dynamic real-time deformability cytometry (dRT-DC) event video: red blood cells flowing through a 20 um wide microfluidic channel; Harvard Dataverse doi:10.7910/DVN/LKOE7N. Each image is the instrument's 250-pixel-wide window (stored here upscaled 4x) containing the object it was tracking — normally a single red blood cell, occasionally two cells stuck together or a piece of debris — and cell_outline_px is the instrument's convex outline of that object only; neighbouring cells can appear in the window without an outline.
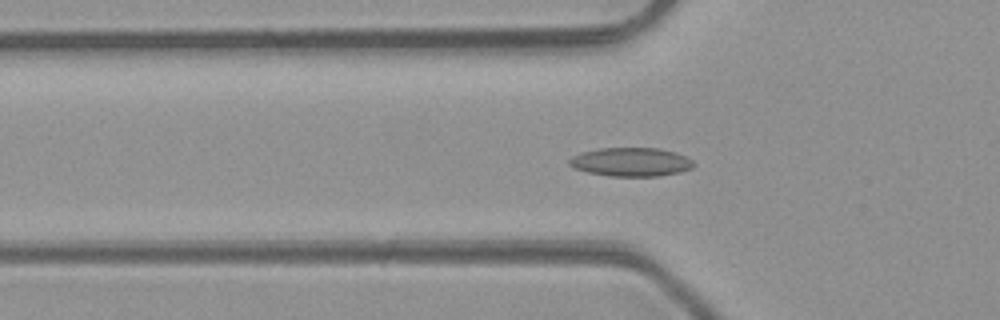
{"species": "common noctule bat (a hibernating species)", "species_latin": "Nyctalus noctula", "temperature_condition": "room temperature", "stored_images_in_passage": 49, "camera_frame_rate_fps": 3000, "um_per_image_px": 0.085, "animal": {"sex": "male", "body_mass_g": 23.1, "forearm_length_mm": 52.7}, "frame": {"image": 1, "passage_image": 16, "time_ms": 5.0, "image_size_px": [1000, 320], "cell_outline_px": [[696, 164], [692, 168], [680, 172], [660, 176], [608, 176], [588, 172], [572, 168], [568, 164], [568, 160], [572, 156], [580, 152], [600, 148], [660, 148], [676, 152], [692, 160]], "centroid_in_image_um": [53.62, 13.77], "position_along_channel_um": 72.2, "area_um2": 21.04}}
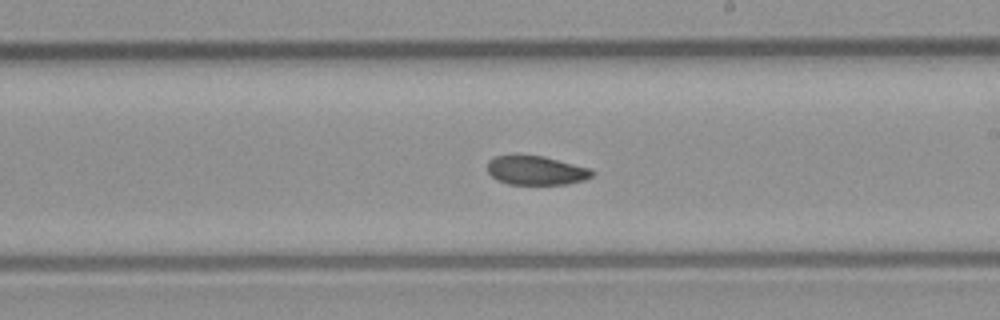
{"frame": {"image": 2, "passage_image": 28, "time_ms": 9.0, "image_size_px": [1000, 320], "cell_outline_px": [[596, 172], [592, 176], [584, 180], [568, 184], [508, 184], [496, 180], [488, 172], [488, 160], [496, 156], [544, 156], [588, 168]], "centroid_in_image_um": [45.57, 14.5], "position_along_channel_um": 243.4, "area_um2": 17.51}}
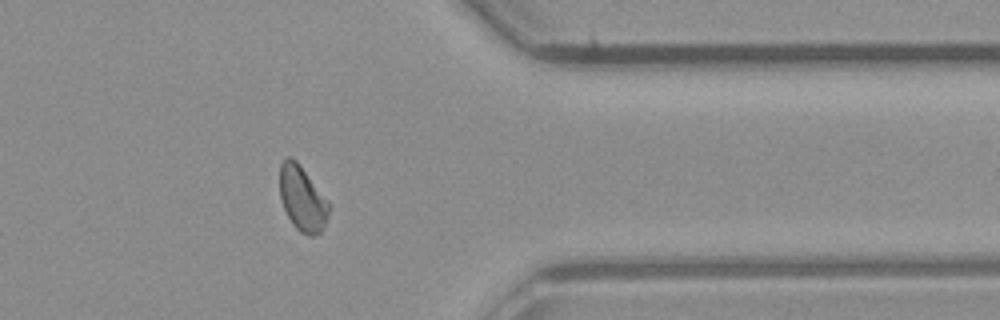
{"frame": {"image": 3, "passage_image": 39, "time_ms": 12.667, "image_size_px": [1000, 320], "cell_outline_px": [[332, 204], [328, 216], [320, 232], [312, 236], [308, 236], [300, 232], [292, 224], [284, 208], [280, 196], [280, 164], [284, 156], [292, 156], [300, 164]], "centroid_in_image_um": [25.71, 16.84], "position_along_channel_um": 385.7, "area_um2": 18.96}, "authors_computed_cell_mechanics": {"area_um2": 18.9584, "velocity_mm_per_s": 4.2558, "shape_relaxation_time_tau1_ms": 11.2771, "shape_relaxation_time_tau2_ms": 3.1942, "deformation_change_tau1": 0.1807, "deformation_change_tau2": 0.0779}}